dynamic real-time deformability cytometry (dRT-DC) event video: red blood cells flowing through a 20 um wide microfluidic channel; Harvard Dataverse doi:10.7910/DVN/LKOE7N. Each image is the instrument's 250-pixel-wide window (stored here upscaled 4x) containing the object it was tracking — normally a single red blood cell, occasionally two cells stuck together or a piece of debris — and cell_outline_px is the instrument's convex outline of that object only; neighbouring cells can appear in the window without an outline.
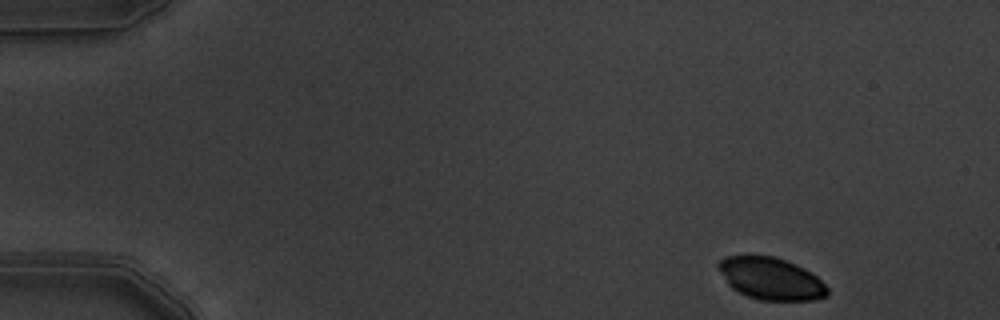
{"species": "common noctule bat (a hibernating species)", "species_latin": "Nyctalus noctula", "temperature_condition": "warm", "stored_images_in_passage": 5, "segment_of_instrument_passage": [1, 2], "camera_frame_rate_fps": 3000, "um_per_image_px": 0.085, "animal": {"sex": "male", "body_mass_g": 19.5, "forearm_length_mm": 54.6}, "frame": {"image": 1, "passage_image": 1, "time_ms": 0.0, "image_size_px": [1000, 320], "cell_outline_px": [[828, 296], [816, 300], [760, 300], [748, 296], [732, 288], [728, 284], [716, 264], [724, 256], [772, 256], [784, 260], [816, 276], [828, 288]], "centroid_in_image_um": [65.51, 23.7], "position_along_channel_um": 19.5, "area_um2": 26.24}}
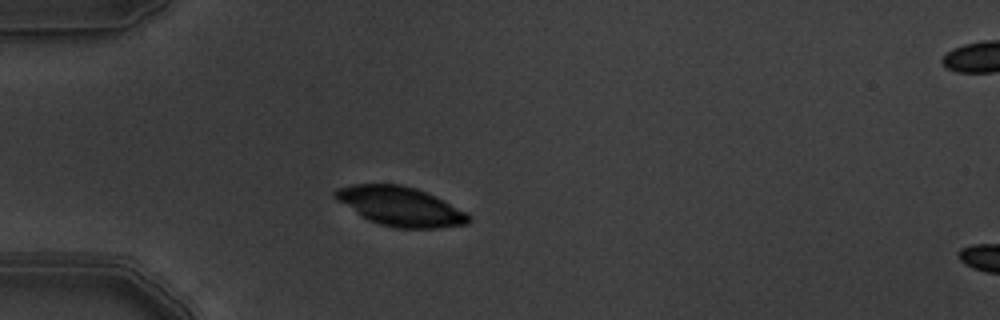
{"frame": {"image": 2, "passage_image": 4, "time_ms": 1.0, "image_size_px": [1000, 320], "cell_outline_px": [[472, 220], [468, 224], [440, 228], [396, 228], [380, 224], [368, 220], [360, 216], [336, 200], [332, 196], [332, 192], [336, 188], [352, 184], [400, 184], [416, 188], [468, 212], [472, 216]], "centroid_in_image_um": [34.01, 17.54], "position_along_channel_um": 51.0, "area_um2": 30.75}}